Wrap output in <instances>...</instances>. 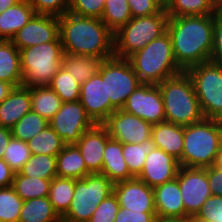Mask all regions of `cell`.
Segmentation results:
<instances>
[{
	"instance_id": "cell-1",
	"label": "cell",
	"mask_w": 222,
	"mask_h": 222,
	"mask_svg": "<svg viewBox=\"0 0 222 222\" xmlns=\"http://www.w3.org/2000/svg\"><path fill=\"white\" fill-rule=\"evenodd\" d=\"M167 33L172 41L174 58L183 71L210 61L214 14L169 17Z\"/></svg>"
},
{
	"instance_id": "cell-2",
	"label": "cell",
	"mask_w": 222,
	"mask_h": 222,
	"mask_svg": "<svg viewBox=\"0 0 222 222\" xmlns=\"http://www.w3.org/2000/svg\"><path fill=\"white\" fill-rule=\"evenodd\" d=\"M59 36L64 53L102 60L114 56V33L100 18L68 11L59 17Z\"/></svg>"
},
{
	"instance_id": "cell-3",
	"label": "cell",
	"mask_w": 222,
	"mask_h": 222,
	"mask_svg": "<svg viewBox=\"0 0 222 222\" xmlns=\"http://www.w3.org/2000/svg\"><path fill=\"white\" fill-rule=\"evenodd\" d=\"M127 59L142 84L158 85L183 72L174 58L172 41L167 32Z\"/></svg>"
},
{
	"instance_id": "cell-4",
	"label": "cell",
	"mask_w": 222,
	"mask_h": 222,
	"mask_svg": "<svg viewBox=\"0 0 222 222\" xmlns=\"http://www.w3.org/2000/svg\"><path fill=\"white\" fill-rule=\"evenodd\" d=\"M222 143V120L203 118L184 127L182 167L215 164Z\"/></svg>"
},
{
	"instance_id": "cell-5",
	"label": "cell",
	"mask_w": 222,
	"mask_h": 222,
	"mask_svg": "<svg viewBox=\"0 0 222 222\" xmlns=\"http://www.w3.org/2000/svg\"><path fill=\"white\" fill-rule=\"evenodd\" d=\"M158 87L163 97L165 121L185 127L204 118L186 71L165 79Z\"/></svg>"
},
{
	"instance_id": "cell-6",
	"label": "cell",
	"mask_w": 222,
	"mask_h": 222,
	"mask_svg": "<svg viewBox=\"0 0 222 222\" xmlns=\"http://www.w3.org/2000/svg\"><path fill=\"white\" fill-rule=\"evenodd\" d=\"M169 16L165 9L150 16L132 18L114 33V55L128 58L167 32Z\"/></svg>"
},
{
	"instance_id": "cell-7",
	"label": "cell",
	"mask_w": 222,
	"mask_h": 222,
	"mask_svg": "<svg viewBox=\"0 0 222 222\" xmlns=\"http://www.w3.org/2000/svg\"><path fill=\"white\" fill-rule=\"evenodd\" d=\"M22 85L47 86L59 71L63 61L61 41H51L19 50Z\"/></svg>"
},
{
	"instance_id": "cell-8",
	"label": "cell",
	"mask_w": 222,
	"mask_h": 222,
	"mask_svg": "<svg viewBox=\"0 0 222 222\" xmlns=\"http://www.w3.org/2000/svg\"><path fill=\"white\" fill-rule=\"evenodd\" d=\"M204 118L222 120V65L207 61L186 70Z\"/></svg>"
},
{
	"instance_id": "cell-9",
	"label": "cell",
	"mask_w": 222,
	"mask_h": 222,
	"mask_svg": "<svg viewBox=\"0 0 222 222\" xmlns=\"http://www.w3.org/2000/svg\"><path fill=\"white\" fill-rule=\"evenodd\" d=\"M114 183L101 173L75 179L73 199L63 215L72 221L88 222L98 205L113 193Z\"/></svg>"
},
{
	"instance_id": "cell-10",
	"label": "cell",
	"mask_w": 222,
	"mask_h": 222,
	"mask_svg": "<svg viewBox=\"0 0 222 222\" xmlns=\"http://www.w3.org/2000/svg\"><path fill=\"white\" fill-rule=\"evenodd\" d=\"M99 72L106 77L107 99L117 110L124 107L130 94L142 84L127 58L114 55L104 59Z\"/></svg>"
},
{
	"instance_id": "cell-11",
	"label": "cell",
	"mask_w": 222,
	"mask_h": 222,
	"mask_svg": "<svg viewBox=\"0 0 222 222\" xmlns=\"http://www.w3.org/2000/svg\"><path fill=\"white\" fill-rule=\"evenodd\" d=\"M49 123L66 145L76 144L86 131L96 125L79 100L63 102Z\"/></svg>"
},
{
	"instance_id": "cell-12",
	"label": "cell",
	"mask_w": 222,
	"mask_h": 222,
	"mask_svg": "<svg viewBox=\"0 0 222 222\" xmlns=\"http://www.w3.org/2000/svg\"><path fill=\"white\" fill-rule=\"evenodd\" d=\"M176 178L185 207V217L196 215L207 198L212 196L207 179V167L180 166Z\"/></svg>"
},
{
	"instance_id": "cell-13",
	"label": "cell",
	"mask_w": 222,
	"mask_h": 222,
	"mask_svg": "<svg viewBox=\"0 0 222 222\" xmlns=\"http://www.w3.org/2000/svg\"><path fill=\"white\" fill-rule=\"evenodd\" d=\"M122 110L151 125L165 121L164 102L158 85L141 84L130 94Z\"/></svg>"
},
{
	"instance_id": "cell-14",
	"label": "cell",
	"mask_w": 222,
	"mask_h": 222,
	"mask_svg": "<svg viewBox=\"0 0 222 222\" xmlns=\"http://www.w3.org/2000/svg\"><path fill=\"white\" fill-rule=\"evenodd\" d=\"M102 125L111 138L122 144H141L151 139L153 127L147 121L122 109L115 110Z\"/></svg>"
},
{
	"instance_id": "cell-15",
	"label": "cell",
	"mask_w": 222,
	"mask_h": 222,
	"mask_svg": "<svg viewBox=\"0 0 222 222\" xmlns=\"http://www.w3.org/2000/svg\"><path fill=\"white\" fill-rule=\"evenodd\" d=\"M79 101L95 124H103L117 110L107 99L106 77L99 71L81 84Z\"/></svg>"
},
{
	"instance_id": "cell-16",
	"label": "cell",
	"mask_w": 222,
	"mask_h": 222,
	"mask_svg": "<svg viewBox=\"0 0 222 222\" xmlns=\"http://www.w3.org/2000/svg\"><path fill=\"white\" fill-rule=\"evenodd\" d=\"M51 41H61L59 17L42 14H35L11 39L19 50Z\"/></svg>"
},
{
	"instance_id": "cell-17",
	"label": "cell",
	"mask_w": 222,
	"mask_h": 222,
	"mask_svg": "<svg viewBox=\"0 0 222 222\" xmlns=\"http://www.w3.org/2000/svg\"><path fill=\"white\" fill-rule=\"evenodd\" d=\"M179 168L177 159L162 149L154 147L147 154L144 168L137 178L154 188L174 180Z\"/></svg>"
},
{
	"instance_id": "cell-18",
	"label": "cell",
	"mask_w": 222,
	"mask_h": 222,
	"mask_svg": "<svg viewBox=\"0 0 222 222\" xmlns=\"http://www.w3.org/2000/svg\"><path fill=\"white\" fill-rule=\"evenodd\" d=\"M113 192L120 207L132 211H156L153 188L137 177L115 183Z\"/></svg>"
},
{
	"instance_id": "cell-19",
	"label": "cell",
	"mask_w": 222,
	"mask_h": 222,
	"mask_svg": "<svg viewBox=\"0 0 222 222\" xmlns=\"http://www.w3.org/2000/svg\"><path fill=\"white\" fill-rule=\"evenodd\" d=\"M110 138L108 130L102 124H96L86 131L76 143L91 173H100L106 143Z\"/></svg>"
},
{
	"instance_id": "cell-20",
	"label": "cell",
	"mask_w": 222,
	"mask_h": 222,
	"mask_svg": "<svg viewBox=\"0 0 222 222\" xmlns=\"http://www.w3.org/2000/svg\"><path fill=\"white\" fill-rule=\"evenodd\" d=\"M157 217L184 218L185 207L182 201L178 179L153 188Z\"/></svg>"
},
{
	"instance_id": "cell-21",
	"label": "cell",
	"mask_w": 222,
	"mask_h": 222,
	"mask_svg": "<svg viewBox=\"0 0 222 222\" xmlns=\"http://www.w3.org/2000/svg\"><path fill=\"white\" fill-rule=\"evenodd\" d=\"M29 87H14L0 103V127L11 129L31 109Z\"/></svg>"
},
{
	"instance_id": "cell-22",
	"label": "cell",
	"mask_w": 222,
	"mask_h": 222,
	"mask_svg": "<svg viewBox=\"0 0 222 222\" xmlns=\"http://www.w3.org/2000/svg\"><path fill=\"white\" fill-rule=\"evenodd\" d=\"M151 139L156 148L172 155L182 166L184 126L168 121L155 124L152 127Z\"/></svg>"
},
{
	"instance_id": "cell-23",
	"label": "cell",
	"mask_w": 222,
	"mask_h": 222,
	"mask_svg": "<svg viewBox=\"0 0 222 222\" xmlns=\"http://www.w3.org/2000/svg\"><path fill=\"white\" fill-rule=\"evenodd\" d=\"M123 144L109 138L103 155L101 174H104L114 184L135 178L129 171L123 157Z\"/></svg>"
},
{
	"instance_id": "cell-24",
	"label": "cell",
	"mask_w": 222,
	"mask_h": 222,
	"mask_svg": "<svg viewBox=\"0 0 222 222\" xmlns=\"http://www.w3.org/2000/svg\"><path fill=\"white\" fill-rule=\"evenodd\" d=\"M35 15L30 0H21L0 14V40L11 41Z\"/></svg>"
},
{
	"instance_id": "cell-25",
	"label": "cell",
	"mask_w": 222,
	"mask_h": 222,
	"mask_svg": "<svg viewBox=\"0 0 222 222\" xmlns=\"http://www.w3.org/2000/svg\"><path fill=\"white\" fill-rule=\"evenodd\" d=\"M0 80L13 87L23 83L20 52L11 41L0 40Z\"/></svg>"
},
{
	"instance_id": "cell-26",
	"label": "cell",
	"mask_w": 222,
	"mask_h": 222,
	"mask_svg": "<svg viewBox=\"0 0 222 222\" xmlns=\"http://www.w3.org/2000/svg\"><path fill=\"white\" fill-rule=\"evenodd\" d=\"M57 177L81 179L91 172L76 144L65 145L56 156Z\"/></svg>"
},
{
	"instance_id": "cell-27",
	"label": "cell",
	"mask_w": 222,
	"mask_h": 222,
	"mask_svg": "<svg viewBox=\"0 0 222 222\" xmlns=\"http://www.w3.org/2000/svg\"><path fill=\"white\" fill-rule=\"evenodd\" d=\"M31 109L50 121L62 106V99L48 86L29 87Z\"/></svg>"
},
{
	"instance_id": "cell-28",
	"label": "cell",
	"mask_w": 222,
	"mask_h": 222,
	"mask_svg": "<svg viewBox=\"0 0 222 222\" xmlns=\"http://www.w3.org/2000/svg\"><path fill=\"white\" fill-rule=\"evenodd\" d=\"M60 216L49 197L24 200L18 222H56Z\"/></svg>"
},
{
	"instance_id": "cell-29",
	"label": "cell",
	"mask_w": 222,
	"mask_h": 222,
	"mask_svg": "<svg viewBox=\"0 0 222 222\" xmlns=\"http://www.w3.org/2000/svg\"><path fill=\"white\" fill-rule=\"evenodd\" d=\"M102 59L94 56L64 53L62 66L72 74L81 85L99 71Z\"/></svg>"
},
{
	"instance_id": "cell-30",
	"label": "cell",
	"mask_w": 222,
	"mask_h": 222,
	"mask_svg": "<svg viewBox=\"0 0 222 222\" xmlns=\"http://www.w3.org/2000/svg\"><path fill=\"white\" fill-rule=\"evenodd\" d=\"M75 179L55 177L51 180L49 199L59 216H63L73 199Z\"/></svg>"
},
{
	"instance_id": "cell-31",
	"label": "cell",
	"mask_w": 222,
	"mask_h": 222,
	"mask_svg": "<svg viewBox=\"0 0 222 222\" xmlns=\"http://www.w3.org/2000/svg\"><path fill=\"white\" fill-rule=\"evenodd\" d=\"M50 183L51 180L28 177L18 172L15 173L12 187L24 201L33 198L49 197Z\"/></svg>"
},
{
	"instance_id": "cell-32",
	"label": "cell",
	"mask_w": 222,
	"mask_h": 222,
	"mask_svg": "<svg viewBox=\"0 0 222 222\" xmlns=\"http://www.w3.org/2000/svg\"><path fill=\"white\" fill-rule=\"evenodd\" d=\"M27 144L34 155L46 154L53 156H57L66 145L50 125L30 139Z\"/></svg>"
},
{
	"instance_id": "cell-33",
	"label": "cell",
	"mask_w": 222,
	"mask_h": 222,
	"mask_svg": "<svg viewBox=\"0 0 222 222\" xmlns=\"http://www.w3.org/2000/svg\"><path fill=\"white\" fill-rule=\"evenodd\" d=\"M21 175L52 180L57 177L56 156L32 154L31 158L19 171Z\"/></svg>"
},
{
	"instance_id": "cell-34",
	"label": "cell",
	"mask_w": 222,
	"mask_h": 222,
	"mask_svg": "<svg viewBox=\"0 0 222 222\" xmlns=\"http://www.w3.org/2000/svg\"><path fill=\"white\" fill-rule=\"evenodd\" d=\"M131 19L132 14L127 0H105L101 20L113 33L117 32Z\"/></svg>"
},
{
	"instance_id": "cell-35",
	"label": "cell",
	"mask_w": 222,
	"mask_h": 222,
	"mask_svg": "<svg viewBox=\"0 0 222 222\" xmlns=\"http://www.w3.org/2000/svg\"><path fill=\"white\" fill-rule=\"evenodd\" d=\"M74 78L71 73L61 66L47 86L52 89L63 102L78 101L80 98L81 85Z\"/></svg>"
},
{
	"instance_id": "cell-36",
	"label": "cell",
	"mask_w": 222,
	"mask_h": 222,
	"mask_svg": "<svg viewBox=\"0 0 222 222\" xmlns=\"http://www.w3.org/2000/svg\"><path fill=\"white\" fill-rule=\"evenodd\" d=\"M169 17L212 15L216 9L210 0H171L165 9Z\"/></svg>"
},
{
	"instance_id": "cell-37",
	"label": "cell",
	"mask_w": 222,
	"mask_h": 222,
	"mask_svg": "<svg viewBox=\"0 0 222 222\" xmlns=\"http://www.w3.org/2000/svg\"><path fill=\"white\" fill-rule=\"evenodd\" d=\"M49 125L47 119L31 110L11 128L12 137L28 142Z\"/></svg>"
},
{
	"instance_id": "cell-38",
	"label": "cell",
	"mask_w": 222,
	"mask_h": 222,
	"mask_svg": "<svg viewBox=\"0 0 222 222\" xmlns=\"http://www.w3.org/2000/svg\"><path fill=\"white\" fill-rule=\"evenodd\" d=\"M154 144L149 139L141 144H123V157L127 163L130 173L134 177H138L142 172L147 154L153 150Z\"/></svg>"
},
{
	"instance_id": "cell-39",
	"label": "cell",
	"mask_w": 222,
	"mask_h": 222,
	"mask_svg": "<svg viewBox=\"0 0 222 222\" xmlns=\"http://www.w3.org/2000/svg\"><path fill=\"white\" fill-rule=\"evenodd\" d=\"M23 202L12 186L0 188V222H18Z\"/></svg>"
},
{
	"instance_id": "cell-40",
	"label": "cell",
	"mask_w": 222,
	"mask_h": 222,
	"mask_svg": "<svg viewBox=\"0 0 222 222\" xmlns=\"http://www.w3.org/2000/svg\"><path fill=\"white\" fill-rule=\"evenodd\" d=\"M31 156L27 142L12 137L8 142L3 159L14 173H18Z\"/></svg>"
},
{
	"instance_id": "cell-41",
	"label": "cell",
	"mask_w": 222,
	"mask_h": 222,
	"mask_svg": "<svg viewBox=\"0 0 222 222\" xmlns=\"http://www.w3.org/2000/svg\"><path fill=\"white\" fill-rule=\"evenodd\" d=\"M105 0H70L68 11L84 17L100 18Z\"/></svg>"
},
{
	"instance_id": "cell-42",
	"label": "cell",
	"mask_w": 222,
	"mask_h": 222,
	"mask_svg": "<svg viewBox=\"0 0 222 222\" xmlns=\"http://www.w3.org/2000/svg\"><path fill=\"white\" fill-rule=\"evenodd\" d=\"M119 209L117 196L113 192L98 205L88 222H115Z\"/></svg>"
},
{
	"instance_id": "cell-43",
	"label": "cell",
	"mask_w": 222,
	"mask_h": 222,
	"mask_svg": "<svg viewBox=\"0 0 222 222\" xmlns=\"http://www.w3.org/2000/svg\"><path fill=\"white\" fill-rule=\"evenodd\" d=\"M35 14L63 16L68 12L70 0H30Z\"/></svg>"
},
{
	"instance_id": "cell-44",
	"label": "cell",
	"mask_w": 222,
	"mask_h": 222,
	"mask_svg": "<svg viewBox=\"0 0 222 222\" xmlns=\"http://www.w3.org/2000/svg\"><path fill=\"white\" fill-rule=\"evenodd\" d=\"M210 222H222V196L212 195L195 215Z\"/></svg>"
},
{
	"instance_id": "cell-45",
	"label": "cell",
	"mask_w": 222,
	"mask_h": 222,
	"mask_svg": "<svg viewBox=\"0 0 222 222\" xmlns=\"http://www.w3.org/2000/svg\"><path fill=\"white\" fill-rule=\"evenodd\" d=\"M210 61L222 65V10H216L214 14L213 47Z\"/></svg>"
},
{
	"instance_id": "cell-46",
	"label": "cell",
	"mask_w": 222,
	"mask_h": 222,
	"mask_svg": "<svg viewBox=\"0 0 222 222\" xmlns=\"http://www.w3.org/2000/svg\"><path fill=\"white\" fill-rule=\"evenodd\" d=\"M156 211H132L120 207L115 222H155Z\"/></svg>"
},
{
	"instance_id": "cell-47",
	"label": "cell",
	"mask_w": 222,
	"mask_h": 222,
	"mask_svg": "<svg viewBox=\"0 0 222 222\" xmlns=\"http://www.w3.org/2000/svg\"><path fill=\"white\" fill-rule=\"evenodd\" d=\"M132 18L150 16L158 13L162 7L155 0H127Z\"/></svg>"
},
{
	"instance_id": "cell-48",
	"label": "cell",
	"mask_w": 222,
	"mask_h": 222,
	"mask_svg": "<svg viewBox=\"0 0 222 222\" xmlns=\"http://www.w3.org/2000/svg\"><path fill=\"white\" fill-rule=\"evenodd\" d=\"M207 179L212 195L222 196V169L215 165L207 167Z\"/></svg>"
},
{
	"instance_id": "cell-49",
	"label": "cell",
	"mask_w": 222,
	"mask_h": 222,
	"mask_svg": "<svg viewBox=\"0 0 222 222\" xmlns=\"http://www.w3.org/2000/svg\"><path fill=\"white\" fill-rule=\"evenodd\" d=\"M14 176L15 173L8 163L3 158H0V188L12 186Z\"/></svg>"
},
{
	"instance_id": "cell-50",
	"label": "cell",
	"mask_w": 222,
	"mask_h": 222,
	"mask_svg": "<svg viewBox=\"0 0 222 222\" xmlns=\"http://www.w3.org/2000/svg\"><path fill=\"white\" fill-rule=\"evenodd\" d=\"M11 138V129L0 127V158H3L8 142Z\"/></svg>"
},
{
	"instance_id": "cell-51",
	"label": "cell",
	"mask_w": 222,
	"mask_h": 222,
	"mask_svg": "<svg viewBox=\"0 0 222 222\" xmlns=\"http://www.w3.org/2000/svg\"><path fill=\"white\" fill-rule=\"evenodd\" d=\"M13 88L11 84L0 80V103L8 96Z\"/></svg>"
},
{
	"instance_id": "cell-52",
	"label": "cell",
	"mask_w": 222,
	"mask_h": 222,
	"mask_svg": "<svg viewBox=\"0 0 222 222\" xmlns=\"http://www.w3.org/2000/svg\"><path fill=\"white\" fill-rule=\"evenodd\" d=\"M155 222H190V216L184 218H161L156 217Z\"/></svg>"
},
{
	"instance_id": "cell-53",
	"label": "cell",
	"mask_w": 222,
	"mask_h": 222,
	"mask_svg": "<svg viewBox=\"0 0 222 222\" xmlns=\"http://www.w3.org/2000/svg\"><path fill=\"white\" fill-rule=\"evenodd\" d=\"M21 0H0V14L8 9L9 7L14 6Z\"/></svg>"
},
{
	"instance_id": "cell-54",
	"label": "cell",
	"mask_w": 222,
	"mask_h": 222,
	"mask_svg": "<svg viewBox=\"0 0 222 222\" xmlns=\"http://www.w3.org/2000/svg\"><path fill=\"white\" fill-rule=\"evenodd\" d=\"M217 168L222 169V143L220 145L219 153L216 159V162L214 164Z\"/></svg>"
},
{
	"instance_id": "cell-55",
	"label": "cell",
	"mask_w": 222,
	"mask_h": 222,
	"mask_svg": "<svg viewBox=\"0 0 222 222\" xmlns=\"http://www.w3.org/2000/svg\"><path fill=\"white\" fill-rule=\"evenodd\" d=\"M216 10H222V0H210Z\"/></svg>"
},
{
	"instance_id": "cell-56",
	"label": "cell",
	"mask_w": 222,
	"mask_h": 222,
	"mask_svg": "<svg viewBox=\"0 0 222 222\" xmlns=\"http://www.w3.org/2000/svg\"><path fill=\"white\" fill-rule=\"evenodd\" d=\"M163 9H166L171 0H155Z\"/></svg>"
},
{
	"instance_id": "cell-57",
	"label": "cell",
	"mask_w": 222,
	"mask_h": 222,
	"mask_svg": "<svg viewBox=\"0 0 222 222\" xmlns=\"http://www.w3.org/2000/svg\"><path fill=\"white\" fill-rule=\"evenodd\" d=\"M190 222H210L203 219H200L199 217H196L195 215L190 216Z\"/></svg>"
},
{
	"instance_id": "cell-58",
	"label": "cell",
	"mask_w": 222,
	"mask_h": 222,
	"mask_svg": "<svg viewBox=\"0 0 222 222\" xmlns=\"http://www.w3.org/2000/svg\"><path fill=\"white\" fill-rule=\"evenodd\" d=\"M56 222H81V221H72L64 216H60Z\"/></svg>"
}]
</instances>
